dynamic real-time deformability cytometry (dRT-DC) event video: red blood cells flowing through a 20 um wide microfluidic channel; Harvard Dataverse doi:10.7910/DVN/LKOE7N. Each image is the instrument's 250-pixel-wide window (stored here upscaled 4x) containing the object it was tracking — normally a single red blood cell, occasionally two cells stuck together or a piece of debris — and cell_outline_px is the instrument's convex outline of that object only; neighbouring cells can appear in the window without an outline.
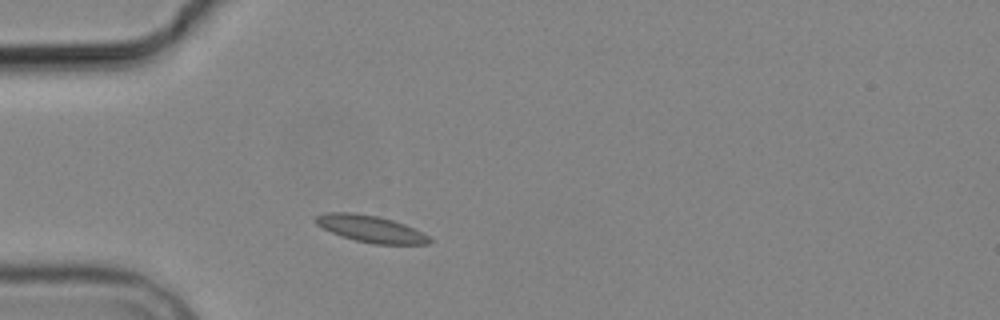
{"species": "common noctule bat (a hibernating species)", "species_latin": "Nyctalus noctula", "temperature_condition": "cold", "stored_images_in_passage": 2, "camera_frame_rate_fps": 3000, "um_per_image_px": 0.085, "animal": {"sex": "male", "body_mass_g": 19.2, "forearm_length_mm": 51.8}, "frame": {"image": 1, "passage_image": 1, "time_ms": 0.0, "image_size_px": [1000, 320], "cell_outline_px": [[432, 240], [428, 244], [372, 244], [356, 240], [332, 232], [316, 224], [312, 220], [316, 216], [324, 212], [352, 212], [376, 216], [392, 220], [404, 224], [428, 236]], "centroid_in_image_um": [31.47, 19.44], "position_along_channel_um": 53.5, "area_um2": 17.51}}